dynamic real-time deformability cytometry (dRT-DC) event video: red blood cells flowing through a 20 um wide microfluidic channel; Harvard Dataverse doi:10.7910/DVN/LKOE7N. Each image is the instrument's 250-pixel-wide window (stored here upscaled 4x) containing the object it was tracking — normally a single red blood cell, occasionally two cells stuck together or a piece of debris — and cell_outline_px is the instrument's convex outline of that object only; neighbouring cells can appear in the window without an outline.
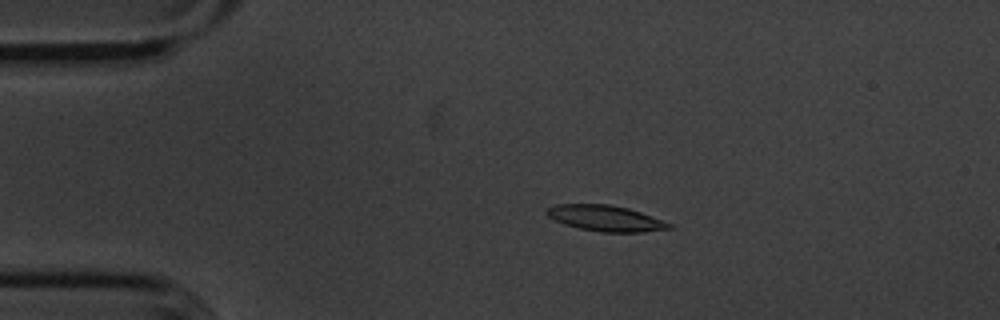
{"species": "common noctule bat (a hibernating species)", "species_latin": "Nyctalus noctula", "temperature_condition": "cold", "stored_images_in_passage": 54, "camera_frame_rate_fps": 3000, "um_per_image_px": 0.085, "animal": {"sex": "male", "body_mass_g": 20.1, "forearm_length_mm": 53.5}, "frame": {"image": 1, "passage_image": 10, "time_ms": 3.0, "image_size_px": [1000, 320], "cell_outline_px": [[672, 228], [644, 232], [600, 232], [580, 228], [564, 224], [548, 216], [544, 212], [548, 208], [556, 204], [608, 204], [628, 208], [640, 212], [672, 224]], "centroid_in_image_um": [51.46, 18.55], "position_along_channel_um": 33.5, "area_um2": 18.26}}
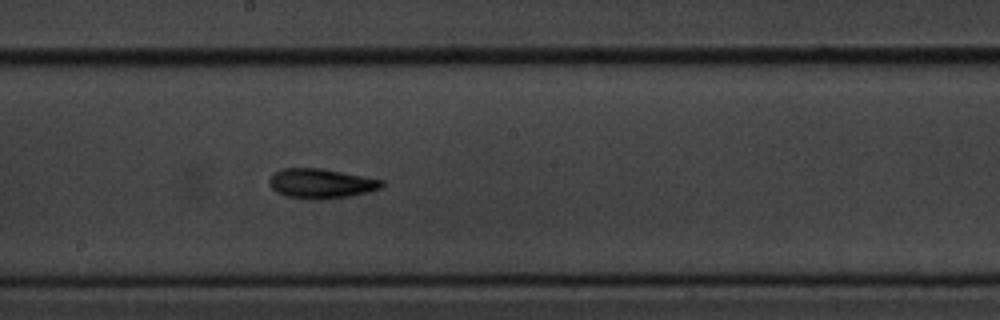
{"frame": {"image": 2, "passage_image": 29, "time_ms": 9.333, "image_size_px": [1000, 320], "cell_outline_px": [[384, 184], [380, 188], [368, 192], [348, 196], [320, 200], [316, 200], [284, 196], [276, 192], [268, 184], [268, 180], [276, 172], [284, 168], [324, 168], [384, 180]], "centroid_in_image_um": [27.28, 15.6], "position_along_channel_um": 220.9, "area_um2": 19.59}}
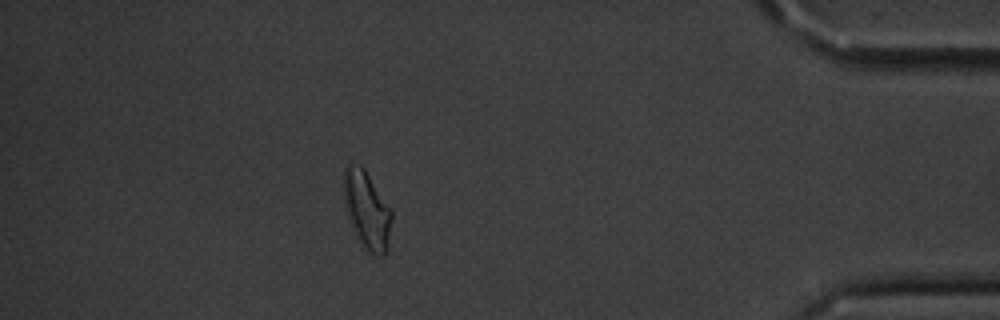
{"frame": {"image": 3, "passage_image": 48, "time_ms": 15.667, "image_size_px": [1000, 320], "cell_outline_px": [[392, 216], [384, 256], [376, 256], [368, 252], [352, 228], [344, 208], [344, 168], [348, 164], [360, 164], [364, 168], [392, 208]], "centroid_in_image_um": [31.17, 17.8], "position_along_channel_um": 404.0, "area_um2": 21.62}, "authors_computed_cell_mechanics": {"area_um2": 18.3515, "velocity_mm_per_s": 3.595, "shape_relaxation_time_tau1_ms": 3.6667, "shape_relaxation_time_tau2_ms": 8.6799, "deformation_change_tau1": 0.124, "deformation_change_tau2": 0.1618}}